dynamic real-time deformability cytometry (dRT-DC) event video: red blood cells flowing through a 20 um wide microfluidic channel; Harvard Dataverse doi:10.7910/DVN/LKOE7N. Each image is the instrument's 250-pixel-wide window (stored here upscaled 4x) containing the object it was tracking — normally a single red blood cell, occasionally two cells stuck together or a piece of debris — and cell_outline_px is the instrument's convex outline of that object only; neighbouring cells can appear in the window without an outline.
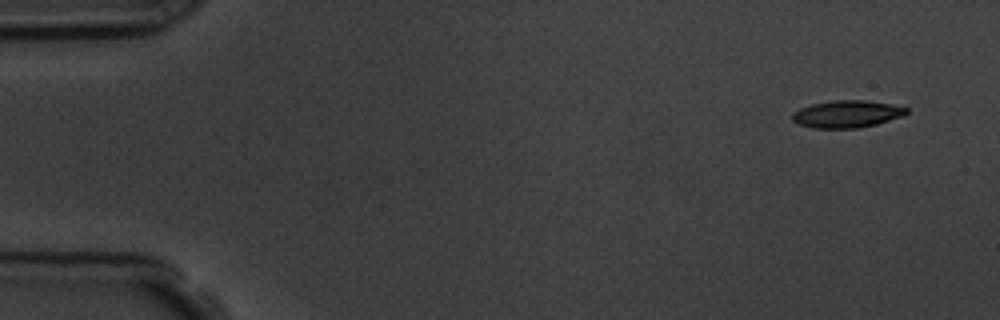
{"species": "common noctule bat (a hibernating species)", "species_latin": "Nyctalus noctula", "temperature_condition": "room temperature", "stored_images_in_passage": 4, "camera_frame_rate_fps": 3000, "um_per_image_px": 0.085, "animal": {"sex": "male", "body_mass_g": 19.5, "forearm_length_mm": 54.6}, "frame": {"image": 1, "passage_image": 1, "time_ms": 0.0, "image_size_px": [1000, 320], "cell_outline_px": [[908, 112], [904, 116], [876, 124], [856, 128], [812, 128], [800, 124], [792, 120], [792, 112], [800, 108], [812, 104], [836, 100], [868, 100], [892, 104], [908, 108]], "centroid_in_image_um": [72.01, 9.69], "position_along_channel_um": 13.0, "area_um2": 18.15}}
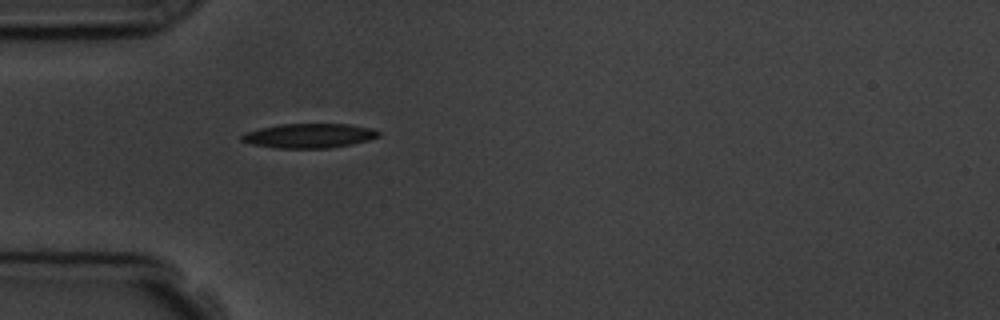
{"frame": {"image": 2, "passage_image": 4, "time_ms": 4.333, "image_size_px": [1000, 320], "cell_outline_px": [[380, 136], [368, 140], [352, 144], [332, 148], [276, 148], [252, 144], [240, 140], [240, 136], [244, 132], [260, 128], [280, 124], [348, 124], [372, 128], [380, 132]], "centroid_in_image_um": [26.27, 11.54], "position_along_channel_um": 58.7, "area_um2": 19.59}}